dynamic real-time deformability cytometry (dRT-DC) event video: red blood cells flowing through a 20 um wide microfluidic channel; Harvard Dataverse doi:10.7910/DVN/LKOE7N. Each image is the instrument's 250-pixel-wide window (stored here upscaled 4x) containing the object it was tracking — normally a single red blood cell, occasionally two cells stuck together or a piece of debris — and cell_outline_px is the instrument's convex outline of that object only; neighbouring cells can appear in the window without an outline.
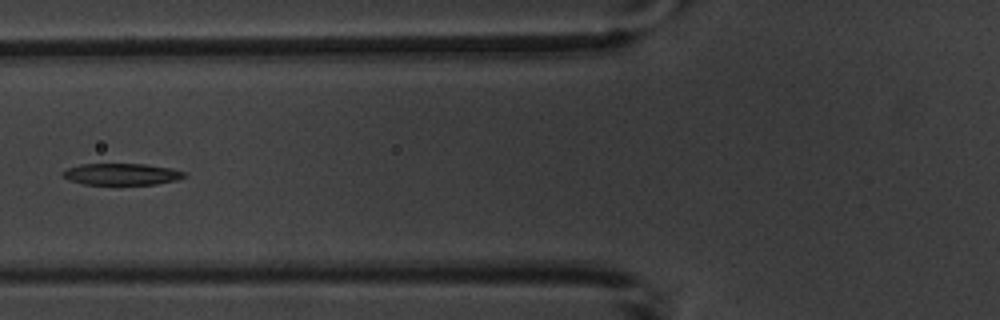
{"species": "common noctule bat (a hibernating species)", "species_latin": "Nyctalus noctula", "temperature_condition": "warm", "stored_images_in_passage": 9, "camera_frame_rate_fps": 3000, "um_per_image_px": 0.085, "animal": {"sex": "male", "body_mass_g": 20.1, "forearm_length_mm": 53.5}, "frame": {"image": 1, "passage_image": 6, "time_ms": 7.0, "image_size_px": [1000, 320], "cell_outline_px": [[188, 176], [176, 180], [156, 184], [120, 188], [84, 184], [72, 180], [64, 176], [60, 172], [68, 168], [80, 164], [148, 164], [172, 168], [188, 172]], "centroid_in_image_um": [10.41, 14.85], "position_along_channel_um": 115.4, "area_um2": 16.36}}
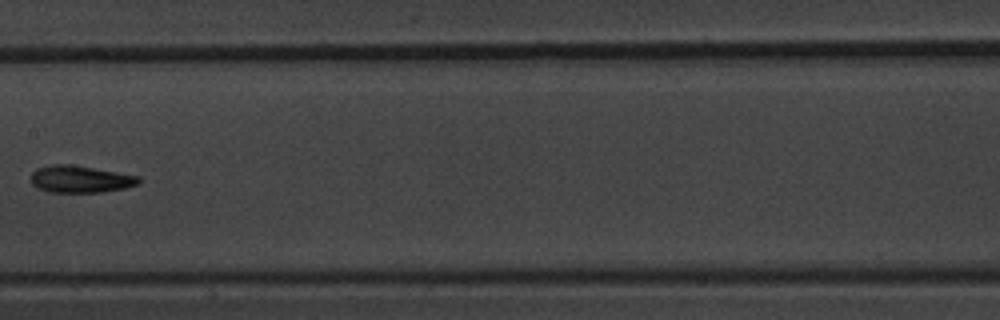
{"frame": {"image": 2, "passage_image": 8, "time_ms": 9.333, "image_size_px": [1000, 320], "cell_outline_px": [[140, 180], [136, 184], [124, 188], [100, 192], [48, 192], [36, 188], [32, 184], [32, 172], [36, 168], [52, 164], [68, 164], [140, 176]], "centroid_in_image_um": [6.77, 15.23], "position_along_channel_um": 200.6, "area_um2": 16.82}}
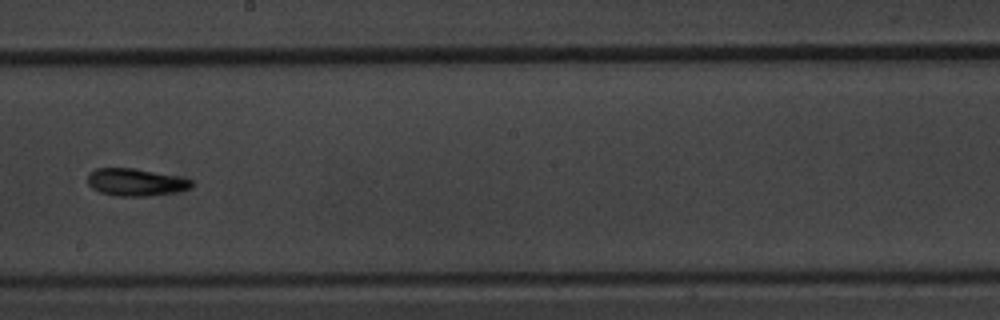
{"frame": {"image": 3, "passage_image": 9, "time_ms": 10.333, "image_size_px": [1000, 320], "cell_outline_px": [[192, 184], [188, 188], [176, 192], [148, 196], [116, 196], [100, 192], [92, 188], [88, 184], [88, 172], [96, 168], [136, 168], [180, 176], [192, 180]], "centroid_in_image_um": [11.51, 15.47], "position_along_channel_um": 236.7, "area_um2": 16.7}}